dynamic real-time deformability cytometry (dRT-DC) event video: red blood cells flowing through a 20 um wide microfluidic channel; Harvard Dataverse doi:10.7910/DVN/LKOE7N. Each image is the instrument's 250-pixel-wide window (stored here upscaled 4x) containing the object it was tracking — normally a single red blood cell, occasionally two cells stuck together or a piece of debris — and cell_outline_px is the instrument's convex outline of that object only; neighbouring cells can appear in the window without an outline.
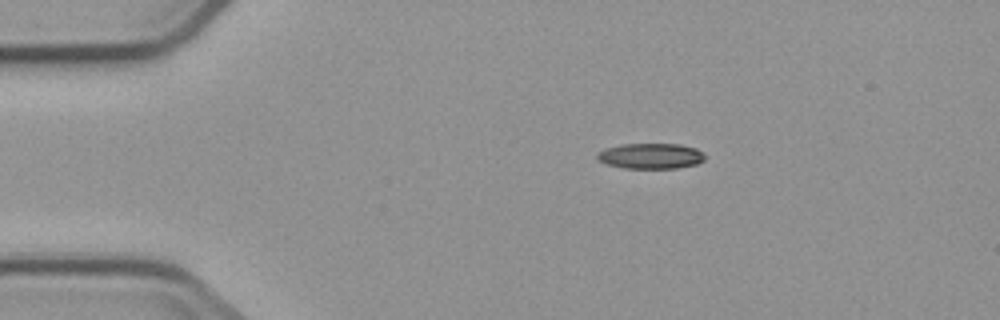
{"species": "common noctule bat (a hibernating species)", "species_latin": "Nyctalus noctula", "temperature_condition": "cold", "stored_images_in_passage": 8, "camera_frame_rate_fps": 3000, "um_per_image_px": 0.085, "animal": {"sex": "male", "body_mass_g": 23.1, "forearm_length_mm": 52.7}, "frame": {"image": 1, "passage_image": 2, "time_ms": 1.0, "image_size_px": [1000, 320], "cell_outline_px": [[704, 160], [696, 164], [676, 168], [624, 168], [608, 164], [600, 160], [596, 156], [604, 148], [620, 144], [680, 144], [696, 148], [704, 152]], "centroid_in_image_um": [55.34, 13.25], "position_along_channel_um": 29.7, "area_um2": 15.95}}
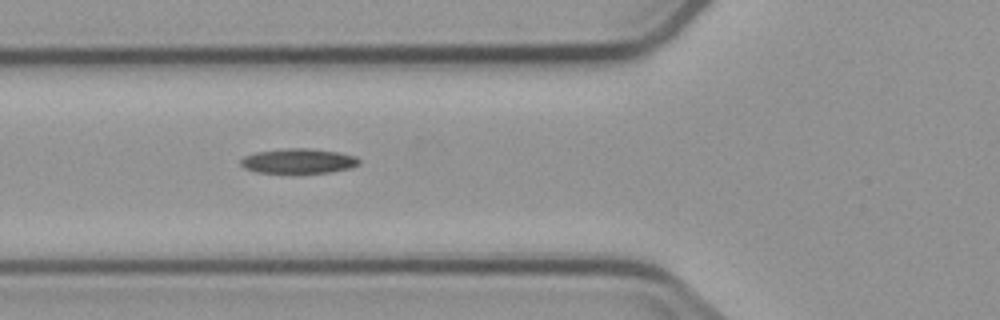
{"frame": {"image": 2, "passage_image": 5, "time_ms": 4.333, "image_size_px": [1000, 320], "cell_outline_px": [[360, 164], [352, 168], [328, 172], [256, 172], [244, 168], [240, 164], [240, 160], [244, 156], [256, 152], [288, 148], [308, 148], [340, 152], [356, 156], [360, 160]], "centroid_in_image_um": [25.39, 13.67], "position_along_channel_um": 100.4, "area_um2": 17.05}}
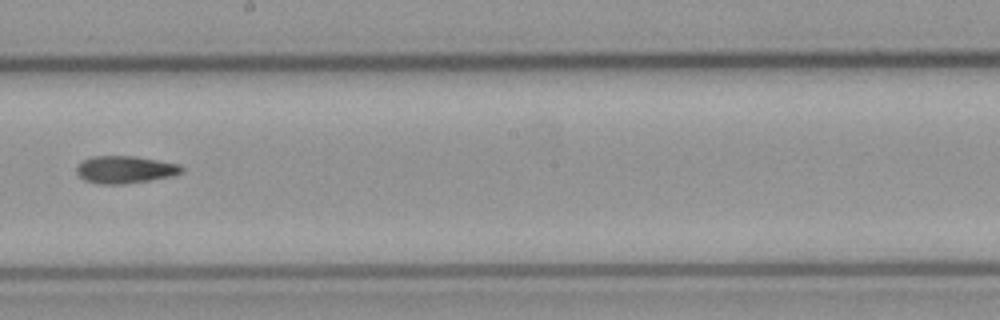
{"frame": {"image": 3, "passage_image": 8, "time_ms": 8.0, "image_size_px": [1000, 320], "cell_outline_px": [[184, 172], [172, 176], [124, 184], [100, 184], [84, 180], [76, 172], [76, 168], [84, 160], [92, 156], [136, 156], [180, 164], [184, 168]], "centroid_in_image_um": [10.66, 14.41], "position_along_channel_um": 237.5, "area_um2": 16.76}}